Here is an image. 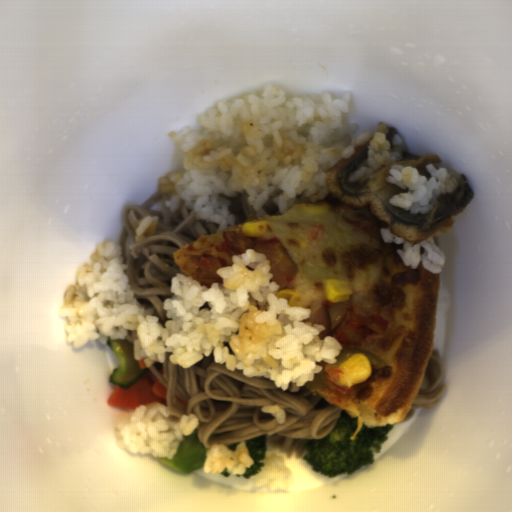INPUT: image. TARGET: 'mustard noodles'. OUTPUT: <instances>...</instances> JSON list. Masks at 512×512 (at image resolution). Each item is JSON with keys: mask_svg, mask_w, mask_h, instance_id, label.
<instances>
[{"mask_svg": "<svg viewBox=\"0 0 512 512\" xmlns=\"http://www.w3.org/2000/svg\"><path fill=\"white\" fill-rule=\"evenodd\" d=\"M167 192H153L141 205L129 203L121 212L122 230L119 244L126 264V275L138 302L154 310L158 324L168 321L164 301L172 294L176 273H182L173 259L175 251L201 236L217 233L219 224L196 219L190 206L181 204L170 212ZM158 217L156 234L134 241L139 222L145 217ZM183 274V273H182Z\"/></svg>", "mask_w": 512, "mask_h": 512, "instance_id": "obj_2", "label": "mustard noodles"}, {"mask_svg": "<svg viewBox=\"0 0 512 512\" xmlns=\"http://www.w3.org/2000/svg\"><path fill=\"white\" fill-rule=\"evenodd\" d=\"M444 365L440 352L431 347L421 385L401 421L410 420L417 409H434L448 385L443 383Z\"/></svg>", "mask_w": 512, "mask_h": 512, "instance_id": "obj_3", "label": "mustard noodles"}, {"mask_svg": "<svg viewBox=\"0 0 512 512\" xmlns=\"http://www.w3.org/2000/svg\"><path fill=\"white\" fill-rule=\"evenodd\" d=\"M171 354H164L162 374L153 364L148 366L166 385V414L179 419L196 415L197 436L208 450L217 443L226 446L266 435L272 449L302 458L306 443L329 436L343 410L304 384L290 383L288 389L280 390L267 378L244 377L238 368L229 370L212 355L183 368L170 361ZM176 395L187 402L186 408ZM273 403L286 411L285 423L278 424L262 412V406Z\"/></svg>", "mask_w": 512, "mask_h": 512, "instance_id": "obj_1", "label": "mustard noodles"}, {"mask_svg": "<svg viewBox=\"0 0 512 512\" xmlns=\"http://www.w3.org/2000/svg\"><path fill=\"white\" fill-rule=\"evenodd\" d=\"M227 199L230 201L228 212L234 216L233 226L246 223L250 217L256 215L253 206L248 202V195L244 191L236 196H227Z\"/></svg>", "mask_w": 512, "mask_h": 512, "instance_id": "obj_4", "label": "mustard noodles"}]
</instances>
